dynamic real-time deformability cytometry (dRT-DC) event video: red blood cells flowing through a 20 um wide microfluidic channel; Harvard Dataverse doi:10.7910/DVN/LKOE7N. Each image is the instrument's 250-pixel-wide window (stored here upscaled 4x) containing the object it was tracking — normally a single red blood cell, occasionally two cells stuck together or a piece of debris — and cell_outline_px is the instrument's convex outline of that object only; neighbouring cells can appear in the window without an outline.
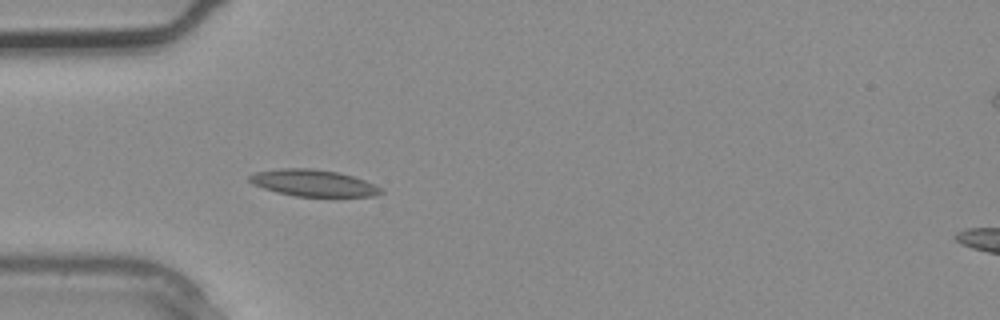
{"species": "common noctule bat (a hibernating species)", "species_latin": "Nyctalus noctula", "temperature_condition": "warm", "stored_images_in_passage": 3, "camera_frame_rate_fps": 3000, "um_per_image_px": 0.085, "animal": {"sex": "male", "body_mass_g": 20.4}, "frame": {"image": 1, "passage_image": 2, "time_ms": 0.333, "image_size_px": [1000, 320], "cell_outline_px": [[384, 192], [372, 196], [296, 196], [276, 192], [252, 184], [248, 180], [248, 176], [256, 172], [280, 168], [312, 168], [336, 172], [352, 176], [364, 180], [384, 188]], "centroid_in_image_um": [26.62, 15.55], "position_along_channel_um": 58.4, "area_um2": 20.35}}